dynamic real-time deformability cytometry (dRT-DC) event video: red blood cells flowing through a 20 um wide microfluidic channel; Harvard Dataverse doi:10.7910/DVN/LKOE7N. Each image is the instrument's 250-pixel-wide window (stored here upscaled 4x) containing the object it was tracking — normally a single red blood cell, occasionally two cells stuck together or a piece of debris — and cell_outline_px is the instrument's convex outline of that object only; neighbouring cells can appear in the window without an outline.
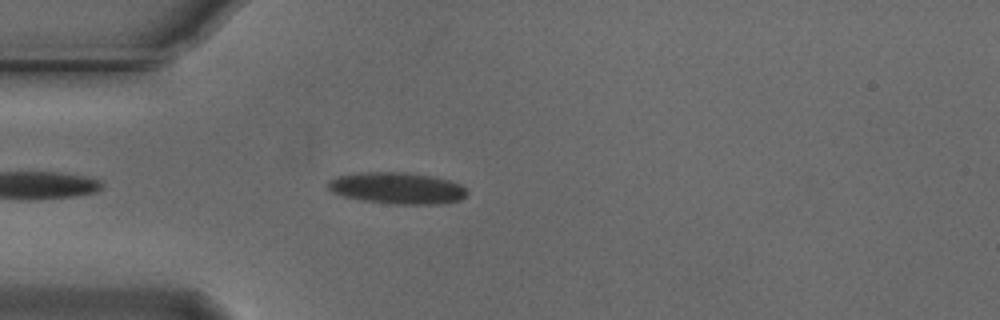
{"species": "Egyptian fruit bat (a non-hibernating species)", "species_latin": "Rousettus aegyptiacus", "temperature_condition": "cold", "stored_images_in_passage": 21, "camera_frame_rate_fps": 3000, "um_per_image_px": 0.085, "animal": {"sex": "male"}, "frame": {"image": 1, "passage_image": 4, "time_ms": 1.0, "image_size_px": [1000, 320], "cell_outline_px": [[468, 192], [460, 200], [444, 204], [388, 204], [360, 200], [344, 196], [332, 192], [328, 188], [328, 180], [336, 176], [360, 172], [408, 172], [432, 176], [448, 180], [460, 184]], "centroid_in_image_um": [33.74, 15.99], "position_along_channel_um": 51.3, "area_um2": 25.78}}
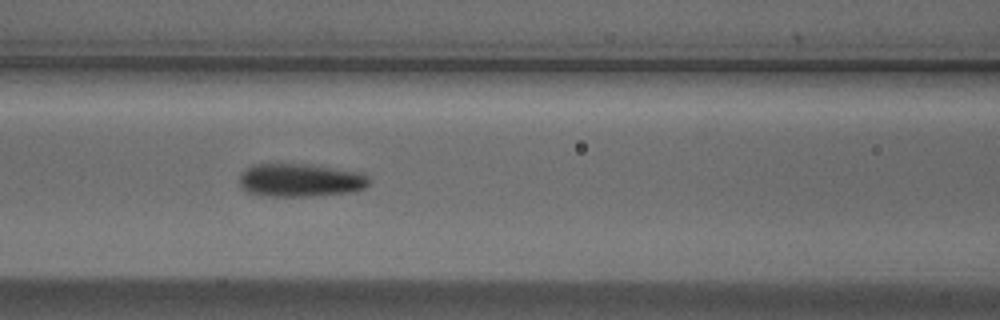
{"frame": {"image": 2, "passage_image": 12, "time_ms": 3.667, "image_size_px": [1000, 320], "cell_outline_px": [[368, 184], [364, 188], [348, 192], [308, 196], [264, 196], [248, 192], [240, 188], [240, 172], [252, 164], [312, 164], [364, 172], [368, 176]], "centroid_in_image_um": [25.5, 15.3], "position_along_channel_um": 141.1, "area_um2": 25.32}}
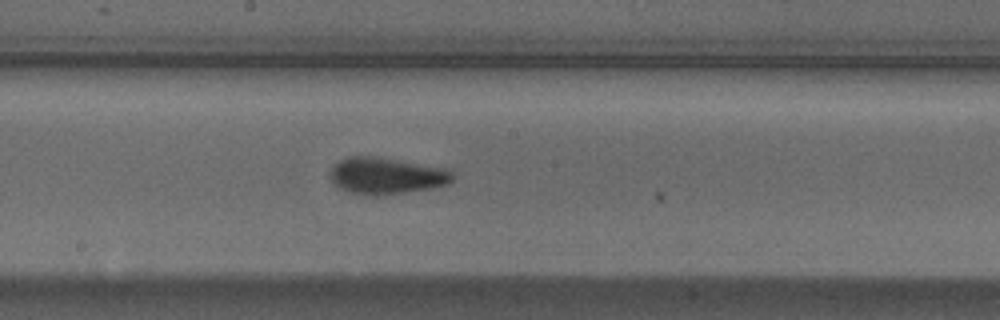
{"frame": {"image": 3, "passage_image": 18, "time_ms": 5.667, "image_size_px": [1000, 320], "cell_outline_px": [[452, 180], [448, 184], [432, 188], [384, 196], [376, 196], [352, 192], [340, 188], [328, 176], [328, 172], [332, 164], [348, 156], [372, 156], [444, 168], [452, 172]], "centroid_in_image_um": [32.79, 14.95], "position_along_channel_um": 215.4, "area_um2": 26.07}}